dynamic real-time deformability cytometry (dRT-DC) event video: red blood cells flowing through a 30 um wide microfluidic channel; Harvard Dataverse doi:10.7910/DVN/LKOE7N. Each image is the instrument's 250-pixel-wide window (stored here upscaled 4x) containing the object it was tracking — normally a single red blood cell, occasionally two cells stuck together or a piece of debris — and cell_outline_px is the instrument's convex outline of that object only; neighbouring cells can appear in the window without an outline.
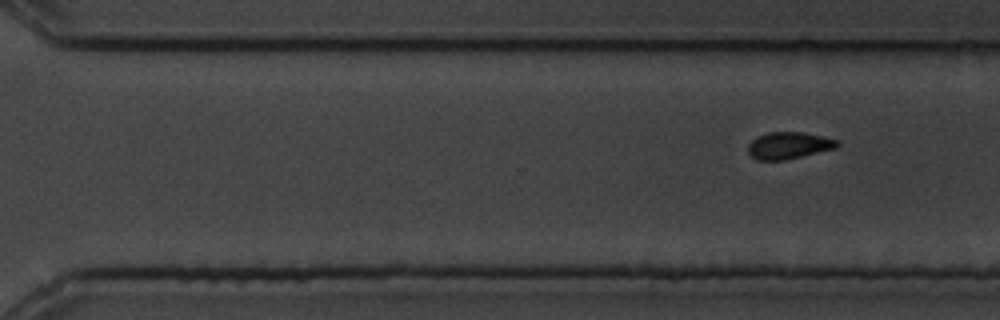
{"species": "common noctule bat (a hibernating species)", "species_latin": "Nyctalus noctula", "temperature_condition": "cold", "stored_images_in_passage": 11, "segment_of_instrument_passage": [2, 2], "camera_frame_rate_fps": 3000, "um_per_image_px": 0.085, "animal": {"sex": "male", "body_mass_g": 19.5, "forearm_length_mm": 54.6}, "frame": {"image": 1, "passage_image": 11, "time_ms": 12.333, "image_size_px": [1000, 320], "cell_outline_px": [[840, 144], [836, 148], [784, 160], [756, 160], [748, 152], [748, 144], [756, 136], [768, 132], [804, 132], [840, 140]], "centroid_in_image_um": [67.05, 12.35], "position_along_channel_um": 303.6, "area_um2": 14.05}}